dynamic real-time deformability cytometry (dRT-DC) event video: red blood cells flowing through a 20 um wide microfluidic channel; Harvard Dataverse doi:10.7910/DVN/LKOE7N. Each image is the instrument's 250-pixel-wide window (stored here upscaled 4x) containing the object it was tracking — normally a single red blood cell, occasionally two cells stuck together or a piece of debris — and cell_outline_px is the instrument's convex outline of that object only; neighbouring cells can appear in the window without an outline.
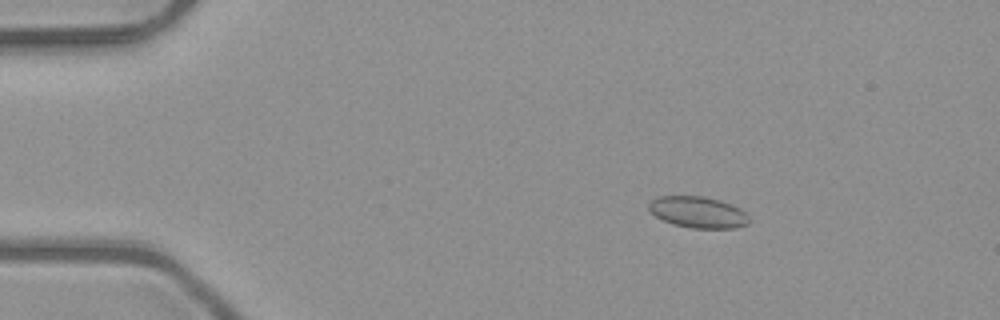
{"species": "common noctule bat (a hibernating species)", "species_latin": "Nyctalus noctula", "temperature_condition": "room temperature", "stored_images_in_passage": 46, "camera_frame_rate_fps": 3000, "um_per_image_px": 0.085, "animal": {"sex": "male", "body_mass_g": 23.1, "forearm_length_mm": 52.7}, "frame": {"image": 1, "passage_image": 3, "time_ms": 0.667, "image_size_px": [1000, 320], "cell_outline_px": [[748, 224], [736, 228], [692, 228], [672, 224], [656, 216], [648, 208], [648, 204], [656, 196], [704, 196], [720, 200], [732, 204], [740, 208], [748, 216]], "centroid_in_image_um": [59.33, 18.03], "position_along_channel_um": 25.7, "area_um2": 18.32}}
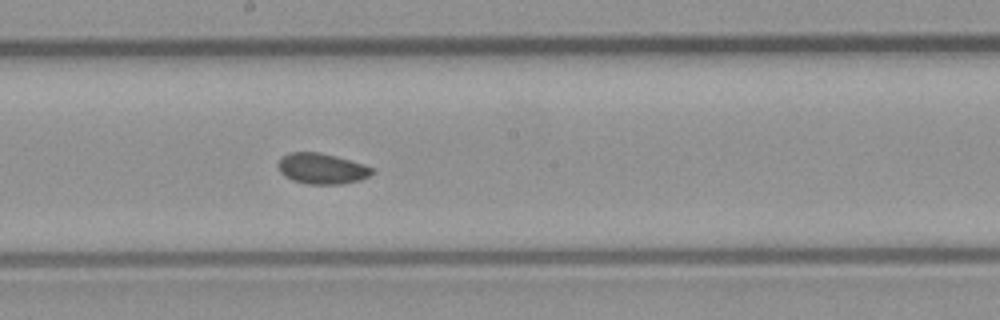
{"frame": {"image": 2, "passage_image": 23, "time_ms": 7.333, "image_size_px": [1000, 320], "cell_outline_px": [[376, 172], [360, 180], [340, 184], [308, 184], [292, 180], [284, 176], [280, 172], [276, 164], [288, 152], [316, 152], [336, 156], [364, 164], [372, 168]], "centroid_in_image_um": [27.35, 14.33], "position_along_channel_um": 220.9, "area_um2": 16.82}}
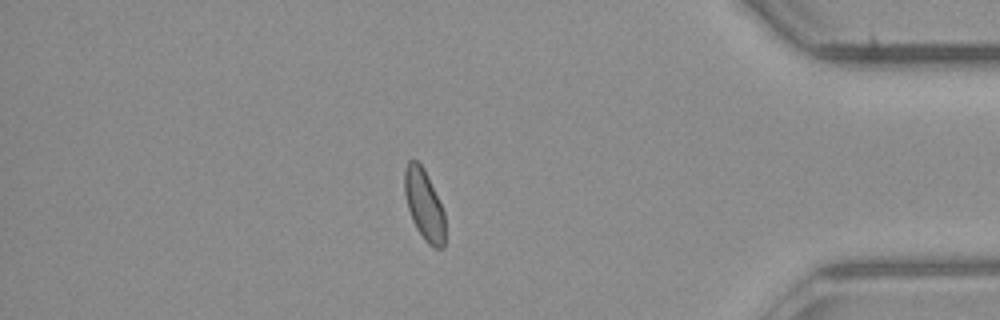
{"frame": {"image": 3, "passage_image": 39, "time_ms": 12.667, "image_size_px": [1000, 320], "cell_outline_px": [[444, 248], [432, 248], [424, 240], [416, 228], [412, 220], [408, 208], [404, 192], [404, 168], [408, 160], [416, 160], [424, 168], [444, 212]], "centroid_in_image_um": [36.03, 17.41], "position_along_channel_um": 399.2, "area_um2": 16.65}, "authors_computed_cell_mechanics": {"area_um2": 17.0221, "velocity_mm_per_s": 4.0278, "shape_relaxation_time_tau1_ms": 5.2815, "shape_relaxation_time_tau2_ms": 1.6251, "deformation_change_tau1": 0.0639, "deformation_change_tau2": 0.0455}}